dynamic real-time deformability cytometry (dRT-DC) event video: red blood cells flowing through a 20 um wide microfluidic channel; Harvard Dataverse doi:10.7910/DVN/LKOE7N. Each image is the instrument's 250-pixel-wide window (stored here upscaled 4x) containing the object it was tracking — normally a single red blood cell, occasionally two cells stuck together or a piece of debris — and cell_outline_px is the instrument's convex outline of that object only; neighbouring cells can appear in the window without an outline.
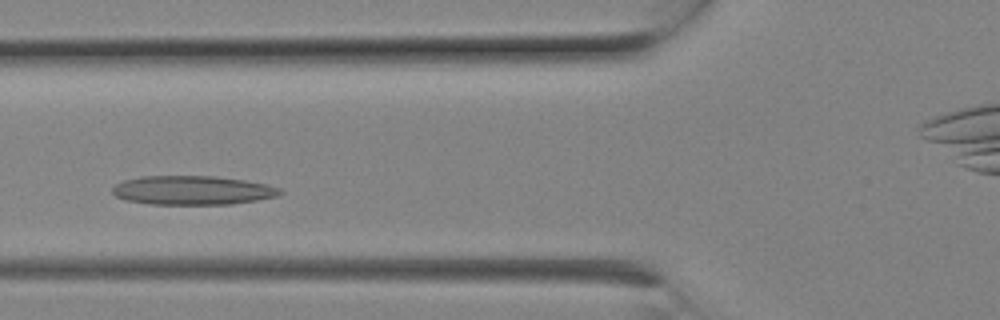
{"species": "Egyptian fruit bat (a non-hibernating species)", "species_latin": "Rousettus aegyptiacus", "temperature_condition": "room temperature", "stored_images_in_passage": 7, "camera_frame_rate_fps": 3000, "um_per_image_px": 0.085, "animal": {"sex": "female"}, "frame": {"image": 1, "passage_image": 5, "time_ms": 1.333, "image_size_px": [1000, 320], "cell_outline_px": [[284, 192], [276, 196], [256, 200], [232, 204], [148, 204], [124, 200], [116, 196], [112, 192], [112, 188], [116, 184], [124, 180], [140, 176], [216, 176], [244, 180], [264, 184], [280, 188]], "centroid_in_image_um": [16.33, 16.17], "position_along_channel_um": 109.5, "area_um2": 28.32}}
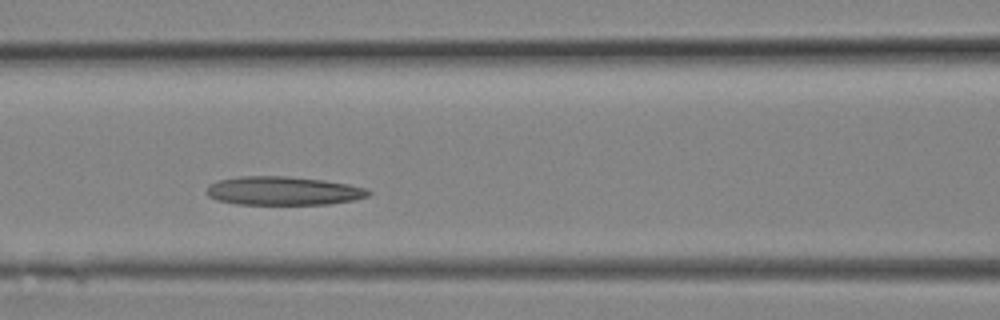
{"frame": {"image": 2, "passage_image": 6, "time_ms": 1.667, "image_size_px": [1000, 320], "cell_outline_px": [[372, 192], [368, 196], [352, 200], [332, 204], [236, 204], [216, 200], [208, 196], [208, 188], [212, 184], [220, 180], [240, 176], [288, 176], [324, 180], [348, 184], [368, 188]], "centroid_in_image_um": [24.12, 16.22], "position_along_channel_um": 142.5, "area_um2": 26.93}}
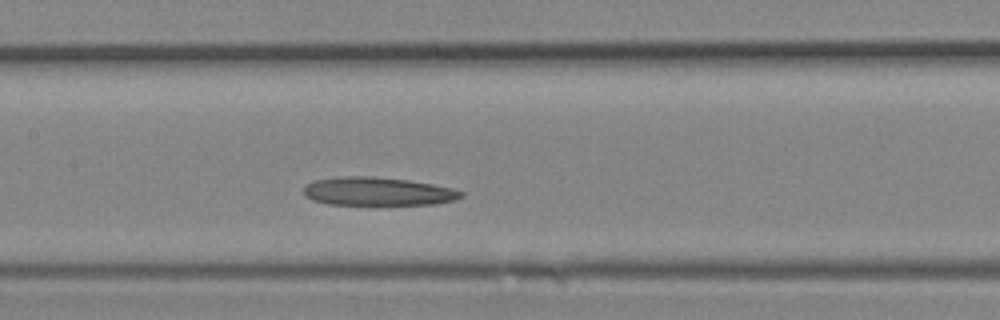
{"frame": {"image": 3, "passage_image": 7, "time_ms": 2.0, "image_size_px": [1000, 320], "cell_outline_px": [[464, 196], [456, 200], [436, 204], [328, 204], [312, 200], [304, 196], [304, 188], [312, 180], [336, 176], [372, 176], [408, 180], [432, 184], [452, 188], [464, 192]], "centroid_in_image_um": [32.1, 16.26], "position_along_channel_um": 175.3, "area_um2": 26.13}}